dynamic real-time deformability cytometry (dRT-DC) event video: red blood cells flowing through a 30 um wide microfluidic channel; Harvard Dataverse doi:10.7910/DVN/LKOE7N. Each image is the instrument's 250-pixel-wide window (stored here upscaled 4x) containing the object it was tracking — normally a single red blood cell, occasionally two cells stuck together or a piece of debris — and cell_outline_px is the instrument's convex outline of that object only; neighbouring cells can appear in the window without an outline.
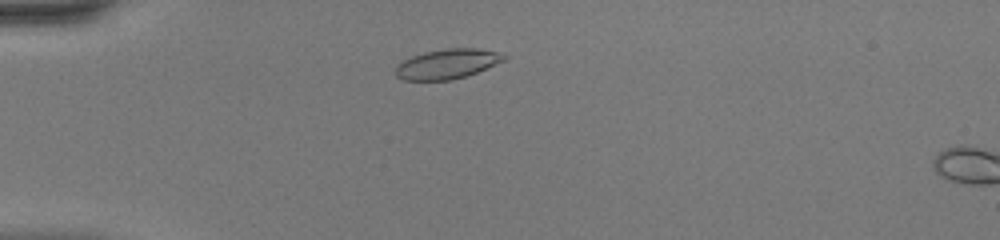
{"species": "common noctule bat (a hibernating species)", "species_latin": "Nyctalus noctula", "temperature_condition": "warm", "stored_images_in_passage": 8, "camera_frame_rate_fps": 3000, "um_per_image_px": 0.085, "animal": {"sex": "female", "body_mass_g": 20.0, "forearm_length_mm": 54.0}, "frame": {"image": 1, "passage_image": 5, "time_ms": 1.333, "image_size_px": [1000, 240], "cell_outline_px": [[508, 56], [504, 60], [468, 76], [452, 80], [400, 80], [396, 76], [396, 64], [412, 56], [424, 52], [444, 48], [476, 48], [500, 52]], "centroid_in_image_um": [38.01, 5.43], "position_along_channel_um": 47.0, "area_um2": 18.96}}